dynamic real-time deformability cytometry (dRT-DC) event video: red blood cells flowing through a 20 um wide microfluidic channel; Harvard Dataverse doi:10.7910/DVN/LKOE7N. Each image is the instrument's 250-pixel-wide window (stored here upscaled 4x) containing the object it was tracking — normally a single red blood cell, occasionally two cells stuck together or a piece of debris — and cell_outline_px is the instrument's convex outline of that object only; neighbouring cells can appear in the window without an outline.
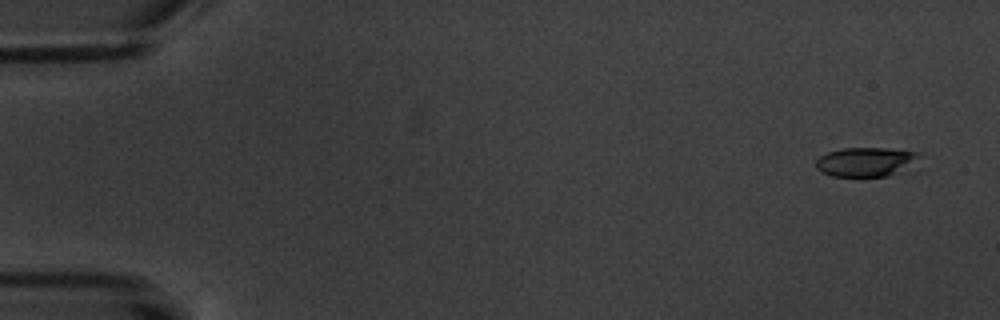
{"species": "common noctule bat (a hibernating species)", "species_latin": "Nyctalus noctula", "temperature_condition": "warm", "stored_images_in_passage": 5, "camera_frame_rate_fps": 3000, "um_per_image_px": 0.085, "animal": {"sex": "male", "body_mass_g": 20.1, "forearm_length_mm": 53.5}, "frame": {"image": 1, "passage_image": 1, "time_ms": 0.0, "image_size_px": [1000, 320], "cell_outline_px": [[920, 156], [888, 176], [832, 176], [820, 172], [816, 168], [816, 160], [820, 156], [828, 152], [844, 148], [884, 148], [920, 152]], "centroid_in_image_um": [73.47, 13.74], "position_along_channel_um": 11.5, "area_um2": 16.99}}
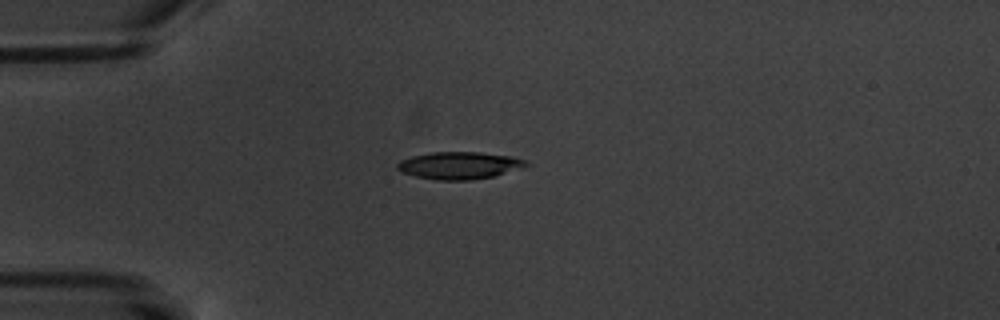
{"frame": {"image": 2, "passage_image": 4, "time_ms": 4.333, "image_size_px": [1000, 320], "cell_outline_px": [[532, 164], [524, 168], [496, 176], [468, 180], [436, 180], [416, 176], [400, 172], [396, 168], [396, 164], [400, 160], [412, 156], [432, 152], [480, 152], [512, 156], [528, 160]], "centroid_in_image_um": [39.11, 14.06], "position_along_channel_um": 45.9, "area_um2": 20.87}}